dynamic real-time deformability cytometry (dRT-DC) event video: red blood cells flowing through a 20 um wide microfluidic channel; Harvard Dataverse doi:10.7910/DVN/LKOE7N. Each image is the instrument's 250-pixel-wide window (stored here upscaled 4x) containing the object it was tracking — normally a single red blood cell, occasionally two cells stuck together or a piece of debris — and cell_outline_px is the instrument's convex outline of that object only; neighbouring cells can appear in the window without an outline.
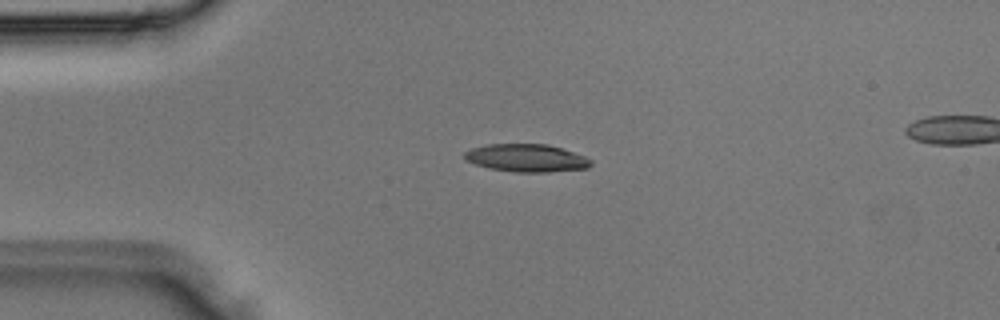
{"species": "Egyptian fruit bat (a non-hibernating species)", "species_latin": "Rousettus aegyptiacus", "temperature_condition": "room temperature", "stored_images_in_passage": 3, "camera_frame_rate_fps": 3000, "um_per_image_px": 0.085, "animal": {"sex": "male"}, "frame": {"image": 1, "passage_image": 2, "time_ms": 0.333, "image_size_px": [1000, 320], "cell_outline_px": [[592, 164], [588, 168], [548, 172], [516, 172], [488, 168], [476, 164], [468, 160], [464, 156], [464, 152], [472, 148], [484, 144], [548, 144], [584, 156], [592, 160]], "centroid_in_image_um": [44.75, 13.43], "position_along_channel_um": 40.2, "area_um2": 20.35}}